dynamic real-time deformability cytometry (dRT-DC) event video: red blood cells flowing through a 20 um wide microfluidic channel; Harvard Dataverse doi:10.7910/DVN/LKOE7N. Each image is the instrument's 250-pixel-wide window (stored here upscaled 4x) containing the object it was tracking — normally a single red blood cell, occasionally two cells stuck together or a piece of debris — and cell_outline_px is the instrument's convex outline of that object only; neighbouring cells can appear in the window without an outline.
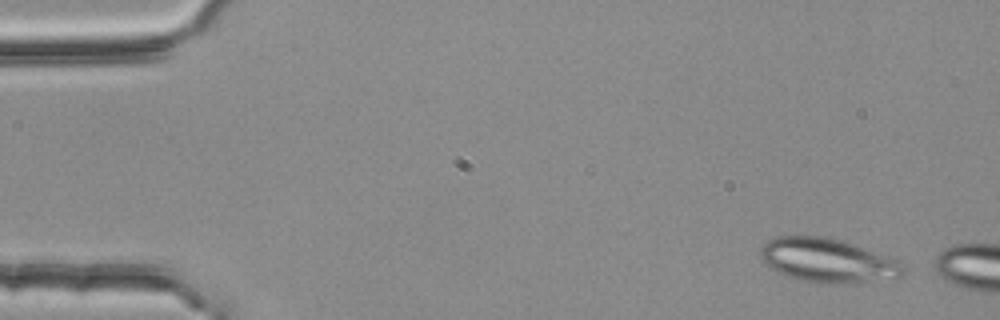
{"species": "common noctule bat (a hibernating species)", "species_latin": "Nyctalus noctula", "temperature_condition": "room temperature", "stored_images_in_passage": 2, "camera_frame_rate_fps": 3000, "um_per_image_px": 0.085, "animal": {"sex": "female", "body_mass_g": 25.1}, "frame": {"image": 1, "passage_image": 2, "time_ms": 0.333, "image_size_px": [1000, 320], "cell_outline_px": [[908, 272], [904, 276], [896, 280], [836, 284], [820, 284], [800, 280], [784, 276], [776, 272], [760, 260], [760, 248], [768, 240], [776, 236], [824, 236], [840, 240], [900, 260], [904, 264]], "centroid_in_image_um": [70.41, 22.18], "position_along_channel_um": 14.6, "area_um2": 37.63}}